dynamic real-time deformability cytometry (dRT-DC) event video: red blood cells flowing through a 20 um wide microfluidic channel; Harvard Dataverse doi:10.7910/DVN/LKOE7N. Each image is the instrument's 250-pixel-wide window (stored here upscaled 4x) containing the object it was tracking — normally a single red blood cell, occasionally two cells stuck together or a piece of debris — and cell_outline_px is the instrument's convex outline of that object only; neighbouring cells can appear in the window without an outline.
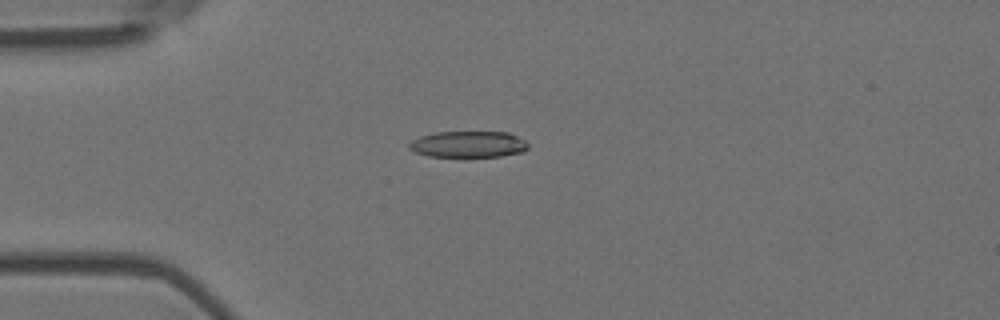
{"species": "Egyptian fruit bat (a non-hibernating species)", "species_latin": "Rousettus aegyptiacus", "temperature_condition": "room temperature", "stored_images_in_passage": 2, "camera_frame_rate_fps": 3000, "um_per_image_px": 0.085, "animal": {"sex": "female"}, "frame": {"image": 1, "passage_image": 1, "time_ms": 0.0, "image_size_px": [1000, 320], "cell_outline_px": [[528, 148], [524, 152], [500, 156], [428, 156], [416, 152], [408, 148], [408, 144], [412, 140], [420, 136], [436, 132], [508, 132], [524, 140], [528, 144]], "centroid_in_image_um": [39.81, 12.26], "position_along_channel_um": 45.2, "area_um2": 18.15}}
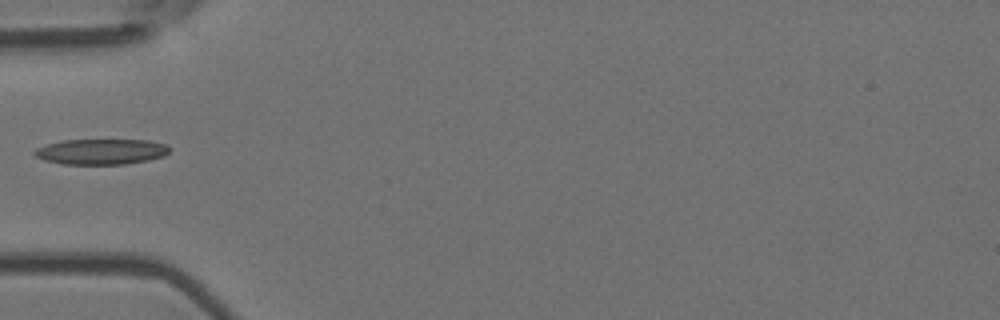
{"frame": {"image": 2, "passage_image": 2, "time_ms": 0.333, "image_size_px": [1000, 320], "cell_outline_px": [[172, 148], [164, 156], [148, 160], [124, 164], [64, 164], [44, 160], [36, 156], [32, 152], [36, 148], [60, 140], [148, 140], [164, 144]], "centroid_in_image_um": [8.6, 12.89], "position_along_channel_um": 76.4, "area_um2": 20.06}}